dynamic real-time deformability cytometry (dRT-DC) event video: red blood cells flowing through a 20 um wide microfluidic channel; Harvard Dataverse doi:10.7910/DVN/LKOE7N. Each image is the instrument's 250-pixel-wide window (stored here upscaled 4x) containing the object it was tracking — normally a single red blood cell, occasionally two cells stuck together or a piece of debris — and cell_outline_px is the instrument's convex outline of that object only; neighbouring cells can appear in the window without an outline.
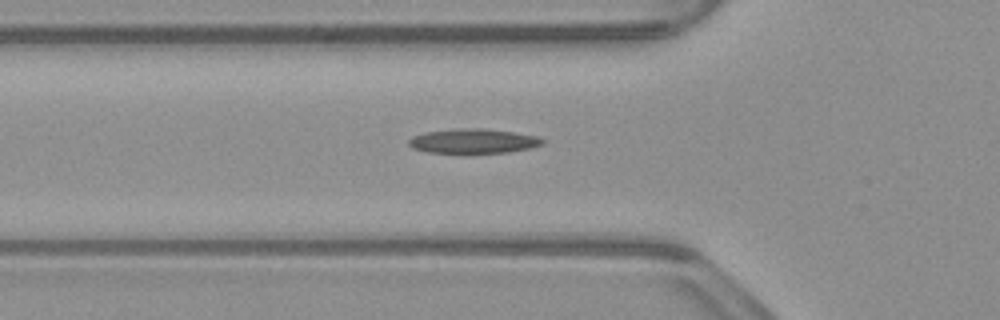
{"species": "common noctule bat (a hibernating species)", "species_latin": "Nyctalus noctula", "temperature_condition": "warm", "stored_images_in_passage": 37, "camera_frame_rate_fps": 3000, "um_per_image_px": 0.085, "animal": {"sex": "male", "body_mass_g": 23.1, "forearm_length_mm": 52.7}, "frame": {"image": 1, "passage_image": 2, "time_ms": 0.333, "image_size_px": [1000, 320], "cell_outline_px": [[544, 144], [532, 148], [508, 152], [428, 152], [412, 148], [408, 144], [408, 140], [412, 136], [428, 132], [464, 128], [480, 128], [512, 132], [536, 136], [544, 140]], "centroid_in_image_um": [40.25, 11.99], "position_along_channel_um": 85.6, "area_um2": 18.73}}
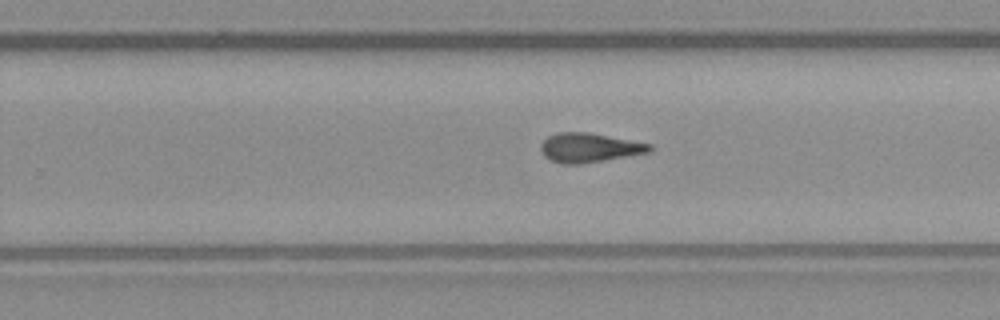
{"frame": {"image": 2, "passage_image": 17, "time_ms": 5.333, "image_size_px": [1000, 320], "cell_outline_px": [[652, 148], [648, 152], [580, 164], [564, 164], [548, 160], [544, 156], [540, 148], [540, 144], [548, 136], [556, 132], [588, 132], [652, 144]], "centroid_in_image_um": [50.03, 12.54], "position_along_channel_um": 279.8, "area_um2": 18.44}}
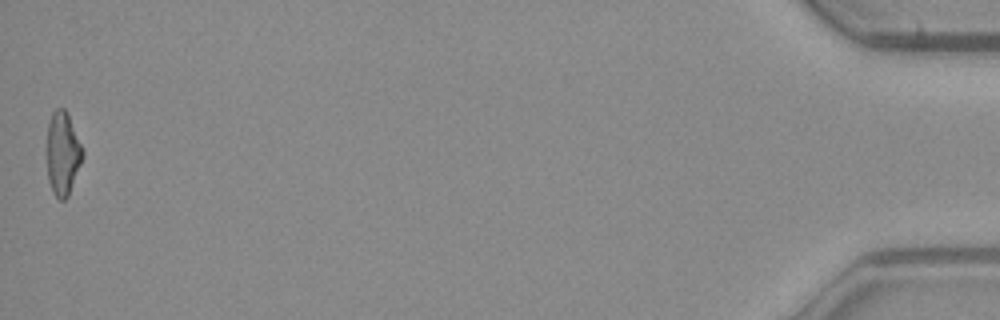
{"frame": {"image": 3, "passage_image": 37, "time_ms": 12.0, "image_size_px": [1000, 320], "cell_outline_px": [[84, 156], [68, 196], [64, 200], [60, 200], [52, 192], [48, 180], [48, 124], [52, 112], [56, 108], [64, 108], [68, 116], [84, 152]], "centroid_in_image_um": [5.34, 13.08], "position_along_channel_um": 429.9, "area_um2": 16.99}}